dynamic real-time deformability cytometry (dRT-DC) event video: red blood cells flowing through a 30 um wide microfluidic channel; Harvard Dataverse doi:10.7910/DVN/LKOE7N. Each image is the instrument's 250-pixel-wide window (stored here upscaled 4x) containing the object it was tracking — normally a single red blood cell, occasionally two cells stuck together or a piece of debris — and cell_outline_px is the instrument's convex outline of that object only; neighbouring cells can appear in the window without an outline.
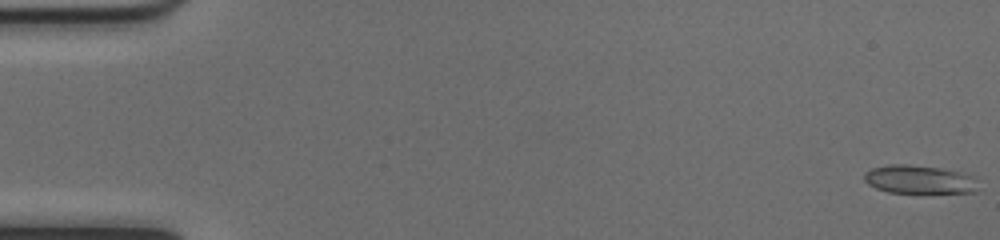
{"species": "common noctule bat (a hibernating species)", "species_latin": "Nyctalus noctula", "temperature_condition": "cold", "stored_images_in_passage": 52, "camera_frame_rate_fps": 3000, "um_per_image_px": 0.085, "animal": {"sex": "female", "body_mass_g": 17.0, "forearm_length_mm": 48.0}, "frame": {"image": 1, "passage_image": 1, "time_ms": 0.0, "image_size_px": [1000, 240], "cell_outline_px": [[976, 192], [888, 192], [876, 188], [868, 184], [864, 180], [864, 172], [872, 168], [888, 164], [904, 164], [940, 168], [972, 176], [976, 188]], "centroid_in_image_um": [78.03, 15.25], "position_along_channel_um": 7.0, "area_um2": 18.38}}
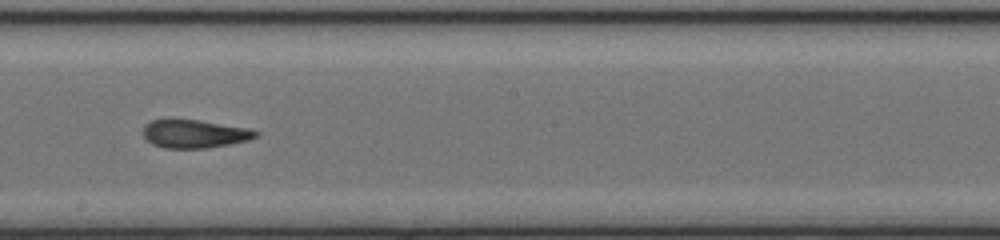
{"frame": {"image": 2, "passage_image": 30, "time_ms": 9.667, "image_size_px": [1000, 240], "cell_outline_px": [[260, 132], [256, 136], [248, 140], [208, 148], [164, 148], [152, 144], [144, 136], [144, 124], [152, 120], [196, 120], [248, 128]], "centroid_in_image_um": [16.52, 11.38], "position_along_channel_um": 231.7, "area_um2": 18.21}}
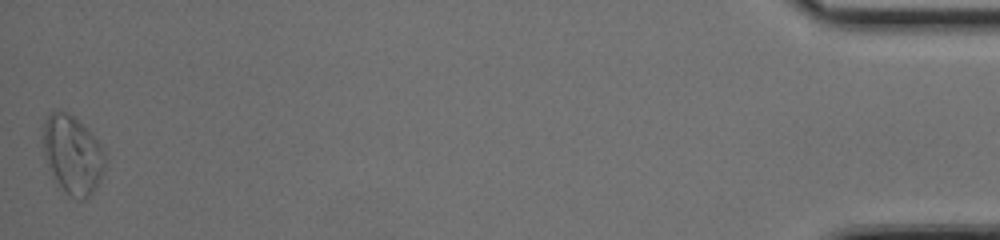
{"frame": {"image": 3, "passage_image": 52, "time_ms": 17.0, "image_size_px": [1000, 240], "cell_outline_px": [[104, 168], [92, 192], [84, 200], [80, 200], [72, 196], [52, 176], [48, 168], [44, 156], [44, 124], [48, 116], [56, 108], [72, 116], [104, 148]], "centroid_in_image_um": [6.14, 13.14], "position_along_channel_um": 429.1, "area_um2": 27.28}, "authors_computed_cell_mechanics": {"area_um2": 18.9006, "velocity_mm_per_s": 4.0218, "shape_relaxation_time_tau1_ms": null, "shape_relaxation_time_tau2_ms": 2.4417, "deformation_change_tau1": null, "deformation_change_tau2": 0.1032}}